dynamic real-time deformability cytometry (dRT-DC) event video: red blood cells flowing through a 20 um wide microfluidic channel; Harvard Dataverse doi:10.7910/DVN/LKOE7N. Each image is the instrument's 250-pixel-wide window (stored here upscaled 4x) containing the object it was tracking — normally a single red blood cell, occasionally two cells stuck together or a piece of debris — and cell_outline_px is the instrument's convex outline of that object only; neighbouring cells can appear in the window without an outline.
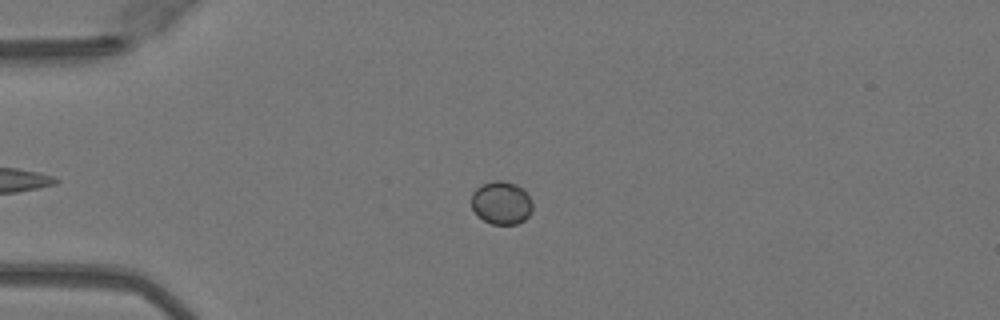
{"species": "Egyptian fruit bat (a non-hibernating species)", "species_latin": "Rousettus aegyptiacus", "temperature_condition": "warm", "stored_images_in_passage": 48, "camera_frame_rate_fps": 3000, "um_per_image_px": 0.085, "animal": {"sex": "female"}, "frame": {"image": 1, "passage_image": 11, "time_ms": 3.333, "image_size_px": [1000, 320], "cell_outline_px": [[532, 212], [524, 220], [516, 224], [492, 224], [484, 220], [472, 208], [472, 192], [476, 188], [484, 184], [496, 180], [504, 180], [516, 184], [524, 188], [532, 200]], "centroid_in_image_um": [42.66, 17.22], "position_along_channel_um": 42.3, "area_um2": 15.37}}
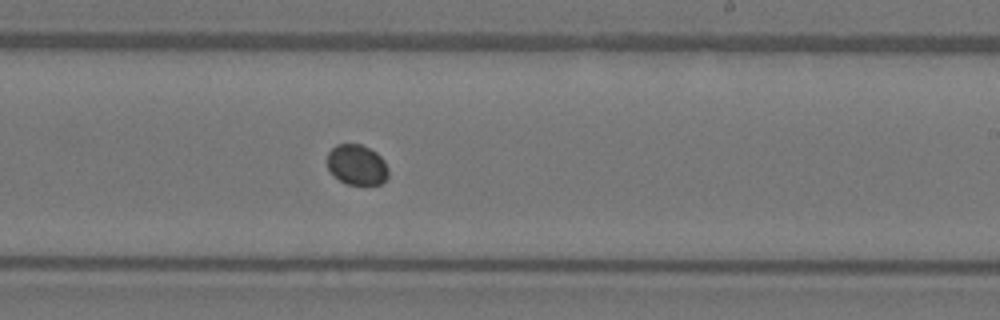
{"frame": {"image": 2, "passage_image": 29, "time_ms": 9.333, "image_size_px": [1000, 320], "cell_outline_px": [[388, 176], [380, 184], [348, 184], [340, 180], [328, 168], [328, 152], [336, 144], [360, 144], [376, 152], [384, 160], [388, 168]], "centroid_in_image_um": [30.35, 13.99], "position_along_channel_um": 258.7, "area_um2": 14.16}}
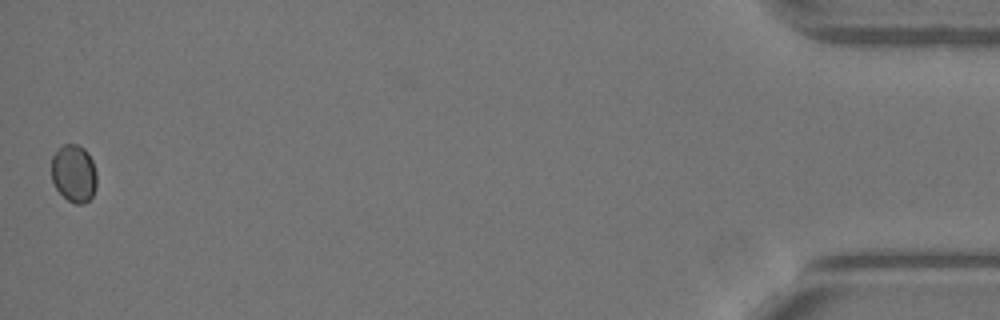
{"frame": {"image": 3, "passage_image": 48, "time_ms": 15.667, "image_size_px": [1000, 320], "cell_outline_px": [[96, 188], [92, 196], [84, 204], [76, 204], [68, 200], [56, 188], [52, 180], [52, 156], [64, 144], [76, 144], [84, 148], [88, 152], [92, 160], [96, 172]], "centroid_in_image_um": [6.29, 14.74], "position_along_channel_um": 428.9, "area_um2": 15.14}}